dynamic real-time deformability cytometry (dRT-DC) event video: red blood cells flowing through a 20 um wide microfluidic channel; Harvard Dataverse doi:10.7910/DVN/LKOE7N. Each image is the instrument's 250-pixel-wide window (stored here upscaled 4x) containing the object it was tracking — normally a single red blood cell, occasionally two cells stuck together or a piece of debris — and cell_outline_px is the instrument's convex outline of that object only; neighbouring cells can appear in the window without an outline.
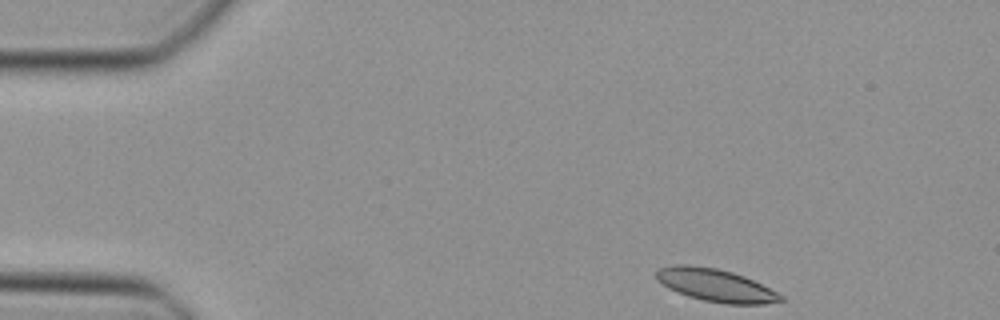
{"species": "Egyptian fruit bat (a non-hibernating species)", "species_latin": "Rousettus aegyptiacus", "temperature_condition": "cold", "stored_images_in_passage": 42, "camera_frame_rate_fps": 3000, "um_per_image_px": 0.085, "animal": {"sex": "female"}, "frame": {"image": 1, "passage_image": 1, "time_ms": 0.0, "image_size_px": [1000, 320], "cell_outline_px": [[784, 300], [764, 304], [724, 304], [704, 300], [688, 296], [668, 288], [656, 280], [656, 272], [660, 268], [676, 264], [688, 264], [716, 268], [732, 272], [744, 276], [784, 296]], "centroid_in_image_um": [60.8, 24.24], "position_along_channel_um": 24.2, "area_um2": 23.52}}
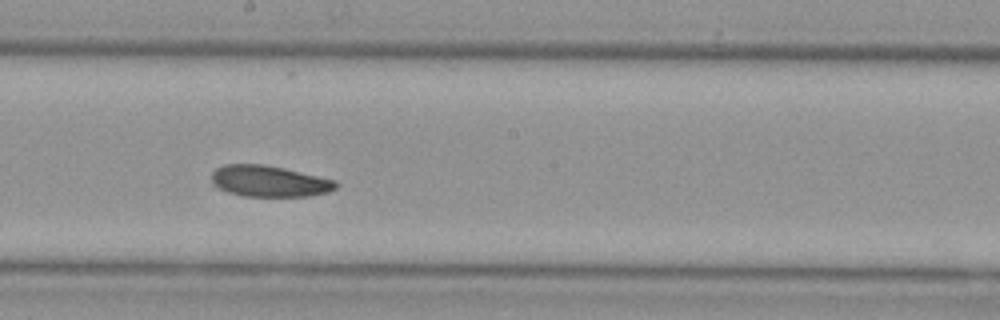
{"frame": {"image": 2, "passage_image": 21, "time_ms": 6.667, "image_size_px": [1000, 320], "cell_outline_px": [[340, 184], [336, 188], [328, 192], [308, 196], [244, 196], [228, 192], [216, 188], [212, 184], [212, 172], [216, 168], [224, 164], [264, 164], [284, 168], [336, 180]], "centroid_in_image_um": [22.87, 15.4], "position_along_channel_um": 225.3, "area_um2": 22.77}}
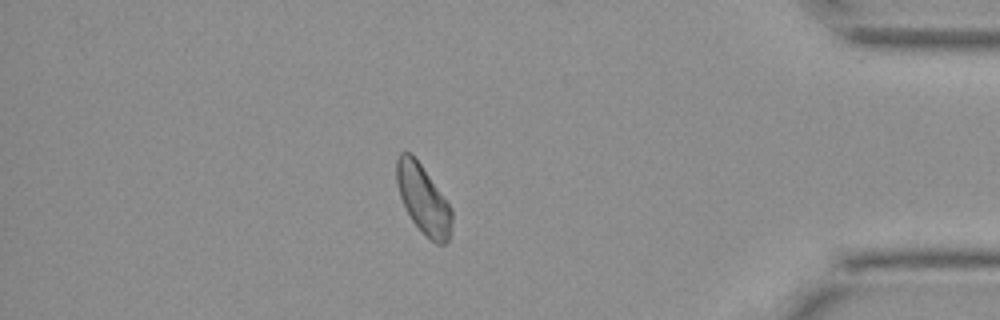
{"frame": {"image": 3, "passage_image": 36, "time_ms": 11.667, "image_size_px": [1000, 320], "cell_outline_px": [[452, 224], [448, 240], [444, 244], [436, 244], [412, 220], [400, 196], [396, 180], [396, 160], [400, 152], [412, 152], [452, 208]], "centroid_in_image_um": [35.97, 16.9], "position_along_channel_um": 399.2, "area_um2": 21.79}}